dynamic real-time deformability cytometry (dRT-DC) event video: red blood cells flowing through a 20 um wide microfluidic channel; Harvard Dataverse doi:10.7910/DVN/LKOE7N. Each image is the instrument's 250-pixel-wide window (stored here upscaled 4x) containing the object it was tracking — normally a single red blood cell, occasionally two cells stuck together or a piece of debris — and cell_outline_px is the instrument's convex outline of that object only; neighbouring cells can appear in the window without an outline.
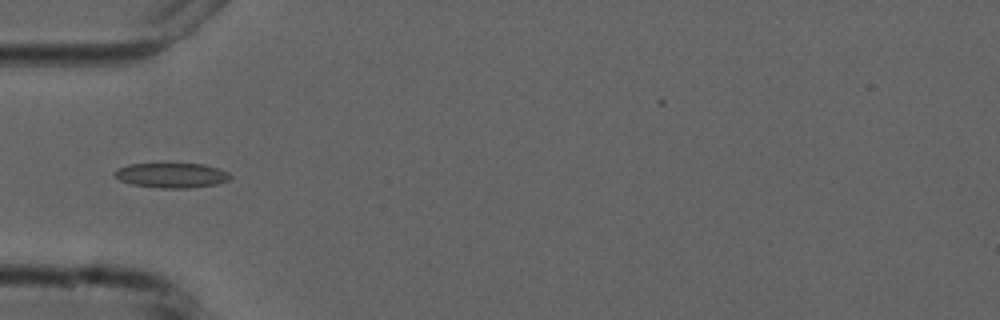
{"species": "common noctule bat (a hibernating species)", "species_latin": "Nyctalus noctula", "temperature_condition": "cold", "stored_images_in_passage": 4, "camera_frame_rate_fps": 3000, "um_per_image_px": 0.085, "animal": {"sex": "male", "forearm_length_mm": 52.5}, "frame": {"image": 1, "passage_image": 1, "time_ms": 0.0, "image_size_px": [1000, 320], "cell_outline_px": [[232, 176], [228, 180], [216, 184], [188, 188], [160, 188], [132, 184], [120, 180], [112, 172], [128, 164], [164, 160], [204, 164], [228, 172]], "centroid_in_image_um": [14.55, 14.84], "position_along_channel_um": 70.4, "area_um2": 17.63}}
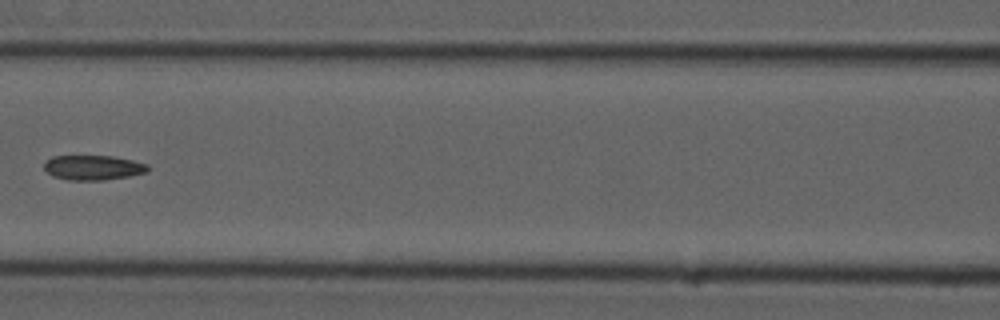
{"frame": {"image": 2, "passage_image": 3, "time_ms": 2.333, "image_size_px": [1000, 320], "cell_outline_px": [[148, 172], [128, 176], [104, 180], [68, 180], [52, 176], [44, 168], [44, 164], [52, 156], [112, 156], [132, 160], [148, 164]], "centroid_in_image_um": [7.92, 14.25], "position_along_channel_um": 158.7, "area_um2": 14.91}}
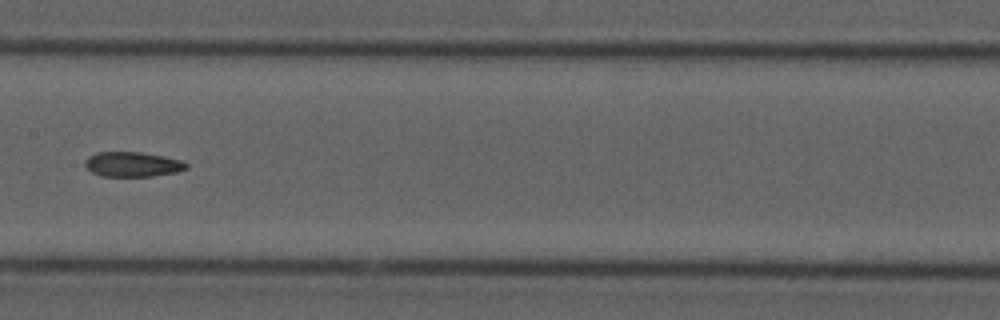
{"frame": {"image": 3, "passage_image": 4, "time_ms": 3.333, "image_size_px": [1000, 320], "cell_outline_px": [[188, 168], [176, 172], [152, 176], [100, 176], [92, 172], [84, 164], [84, 160], [88, 156], [96, 152], [140, 152], [164, 156], [180, 160], [188, 164]], "centroid_in_image_um": [11.24, 13.96], "position_along_channel_um": 196.2, "area_um2": 14.68}}